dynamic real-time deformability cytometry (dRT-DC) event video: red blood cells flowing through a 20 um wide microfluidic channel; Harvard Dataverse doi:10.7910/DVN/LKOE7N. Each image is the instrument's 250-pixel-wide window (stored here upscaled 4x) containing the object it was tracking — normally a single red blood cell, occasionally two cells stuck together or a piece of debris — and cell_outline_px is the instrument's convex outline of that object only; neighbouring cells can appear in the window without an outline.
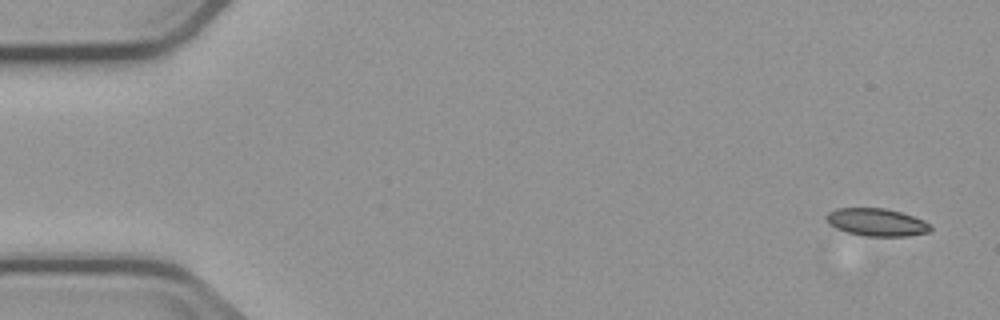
{"species": "common noctule bat (a hibernating species)", "species_latin": "Nyctalus noctula", "temperature_condition": "cold", "stored_images_in_passage": 4, "camera_frame_rate_fps": 3000, "um_per_image_px": 0.085, "animal": {"sex": "male", "body_mass_g": 23.1, "forearm_length_mm": 52.7}, "frame": {"image": 1, "passage_image": 1, "time_ms": 0.0, "image_size_px": [1000, 320], "cell_outline_px": [[932, 228], [928, 232], [908, 236], [864, 236], [848, 232], [836, 228], [828, 224], [824, 216], [828, 212], [836, 208], [884, 208], [900, 212], [924, 220], [932, 224]], "centroid_in_image_um": [74.5, 18.89], "position_along_channel_um": 10.5, "area_um2": 16.88}}